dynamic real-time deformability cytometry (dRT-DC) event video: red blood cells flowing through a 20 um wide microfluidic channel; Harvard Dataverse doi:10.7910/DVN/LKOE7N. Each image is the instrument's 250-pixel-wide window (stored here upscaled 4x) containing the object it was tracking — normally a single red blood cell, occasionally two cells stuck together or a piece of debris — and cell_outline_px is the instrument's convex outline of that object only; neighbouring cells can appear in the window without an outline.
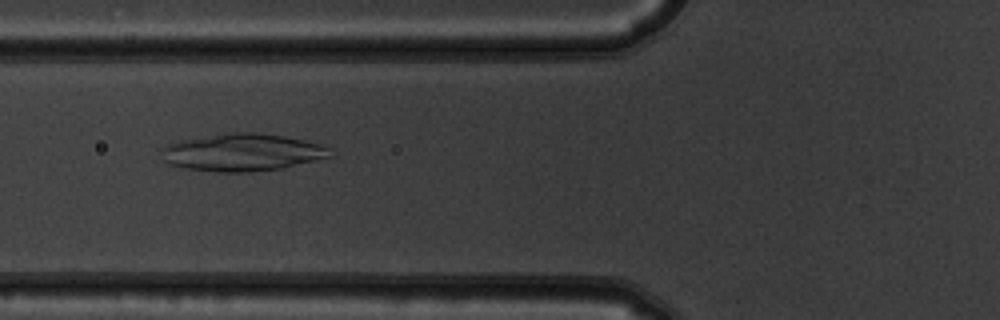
{"species": "common noctule bat (a hibernating species)", "species_latin": "Nyctalus noctula", "temperature_condition": "warm", "stored_images_in_passage": 6, "camera_frame_rate_fps": 3000, "um_per_image_px": 0.085, "animal": {"sex": "male", "body_mass_g": 19.5, "forearm_length_mm": 54.6}, "frame": {"image": 1, "passage_image": 6, "time_ms": 1.667, "image_size_px": [1000, 320], "cell_outline_px": [[332, 156], [316, 160], [280, 168], [252, 172], [216, 172], [184, 168], [168, 164], [164, 160], [160, 148], [168, 144], [184, 140], [236, 132], [252, 132], [284, 136], [304, 140], [320, 144], [328, 148]], "centroid_in_image_um": [20.58, 12.96], "position_along_channel_um": 105.2, "area_um2": 36.3}}